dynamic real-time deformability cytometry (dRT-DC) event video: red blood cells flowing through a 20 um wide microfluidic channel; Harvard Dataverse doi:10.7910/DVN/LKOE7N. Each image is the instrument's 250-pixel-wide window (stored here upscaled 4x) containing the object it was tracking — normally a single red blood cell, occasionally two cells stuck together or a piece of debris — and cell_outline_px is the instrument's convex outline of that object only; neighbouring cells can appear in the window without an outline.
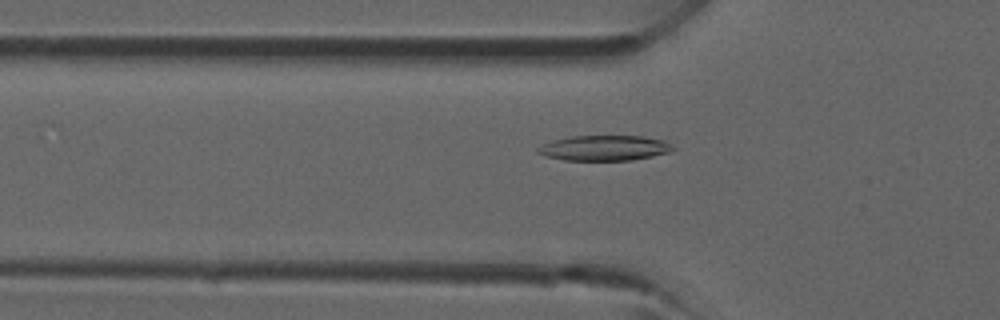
{"species": "common noctule bat (a hibernating species)", "species_latin": "Nyctalus noctula", "temperature_condition": "room temperature", "stored_images_in_passage": 40, "camera_frame_rate_fps": 3000, "um_per_image_px": 0.085, "animal": {"sex": "male", "forearm_length_mm": 52.5}, "frame": {"image": 1, "passage_image": 13, "time_ms": 4.0, "image_size_px": [1000, 320], "cell_outline_px": [[676, 148], [668, 152], [652, 156], [632, 160], [564, 160], [548, 156], [536, 152], [536, 148], [552, 140], [572, 136], [644, 136], [664, 140]], "centroid_in_image_um": [51.38, 12.57], "position_along_channel_um": 74.4, "area_um2": 19.77}}
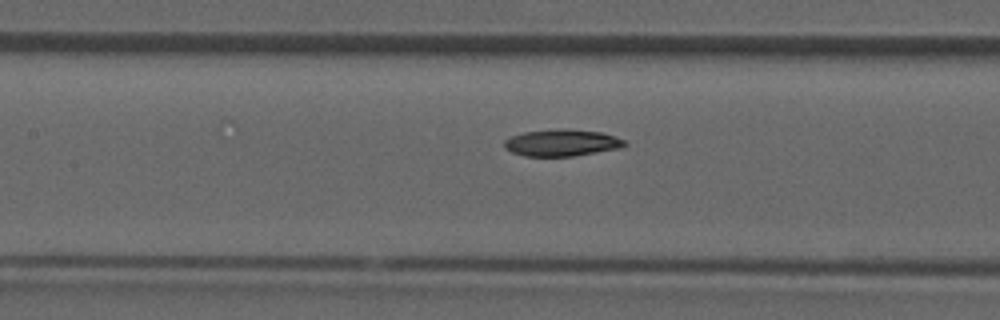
{"frame": {"image": 2, "passage_image": 18, "time_ms": 5.667, "image_size_px": [1000, 320], "cell_outline_px": [[628, 144], [620, 148], [572, 156], [524, 156], [512, 152], [504, 148], [504, 140], [512, 136], [524, 132], [564, 128], [568, 128], [600, 132], [616, 136], [624, 140]], "centroid_in_image_um": [47.76, 12.13], "position_along_channel_um": 159.6, "area_um2": 18.79}}
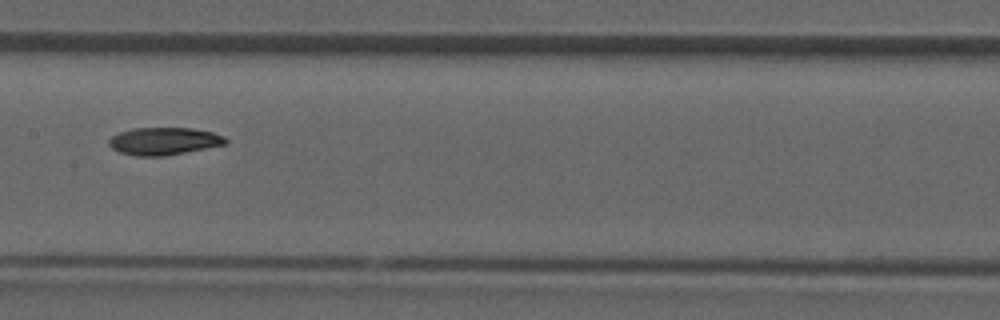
{"frame": {"image": 3, "passage_image": 20, "time_ms": 6.333, "image_size_px": [1000, 320], "cell_outline_px": [[228, 144], [164, 156], [136, 156], [120, 152], [112, 148], [108, 144], [108, 140], [112, 136], [120, 132], [132, 128], [192, 128], [212, 132], [224, 136], [228, 140]], "centroid_in_image_um": [13.95, 11.99], "position_along_channel_um": 193.5, "area_um2": 18.73}}